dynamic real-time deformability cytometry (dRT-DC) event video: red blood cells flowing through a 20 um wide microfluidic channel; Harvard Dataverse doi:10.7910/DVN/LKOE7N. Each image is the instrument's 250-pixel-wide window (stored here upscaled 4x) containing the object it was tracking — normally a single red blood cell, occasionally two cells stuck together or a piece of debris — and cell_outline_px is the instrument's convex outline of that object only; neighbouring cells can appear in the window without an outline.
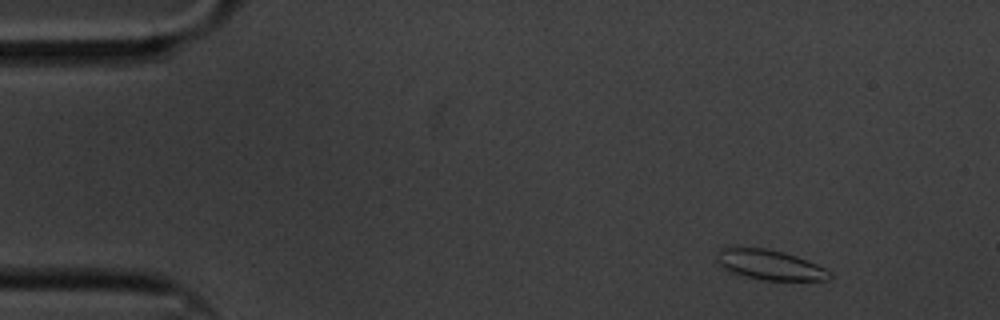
{"species": "common noctule bat (a hibernating species)", "species_latin": "Nyctalus noctula", "temperature_condition": "cold", "stored_images_in_passage": 55, "camera_frame_rate_fps": 3000, "um_per_image_px": 0.085, "animal": {"sex": "male", "body_mass_g": 20.1, "forearm_length_mm": 53.5}, "frame": {"image": 1, "passage_image": 1, "time_ms": 0.0, "image_size_px": [1000, 320], "cell_outline_px": [[832, 276], [828, 280], [764, 280], [744, 276], [732, 272], [724, 268], [716, 260], [716, 252], [720, 248], [768, 248], [784, 252], [796, 256], [816, 264], [832, 272]], "centroid_in_image_um": [65.44, 22.51], "position_along_channel_um": 19.6, "area_um2": 19.59}}
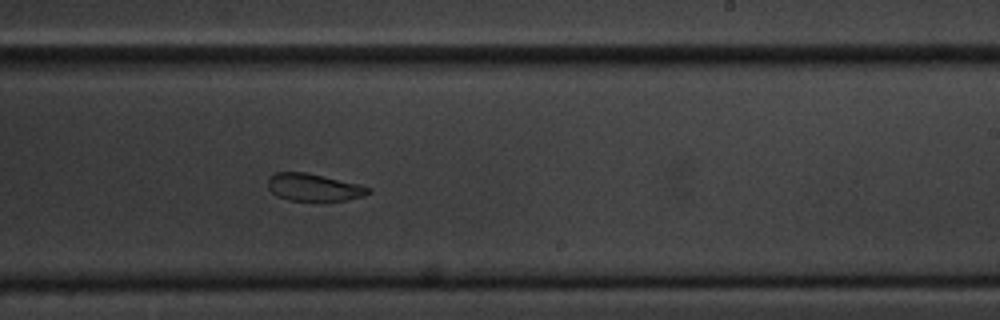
{"frame": {"image": 2, "passage_image": 31, "time_ms": 10.0, "image_size_px": [1000, 320], "cell_outline_px": [[372, 192], [364, 196], [344, 200], [288, 200], [276, 196], [268, 188], [268, 176], [276, 172], [304, 172], [360, 184], [372, 188]], "centroid_in_image_um": [26.67, 15.92], "position_along_channel_um": 262.3, "area_um2": 16.01}}
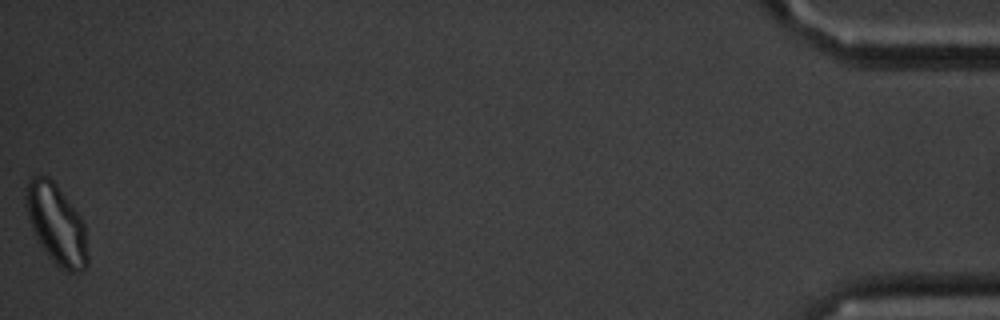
{"frame": {"image": 3, "passage_image": 55, "time_ms": 18.0, "image_size_px": [1000, 320], "cell_outline_px": [[88, 264], [80, 272], [68, 272], [56, 264], [40, 244], [32, 228], [28, 216], [24, 196], [24, 188], [28, 176], [48, 176], [56, 184], [80, 216], [84, 224], [88, 256]], "centroid_in_image_um": [4.77, 19.02], "position_along_channel_um": 430.4, "area_um2": 28.61}, "authors_computed_cell_mechanics": {"area_um2": 18.496, "velocity_mm_per_s": 3.2807, "shape_relaxation_time_tau1_ms": 3.6361, "shape_relaxation_time_tau2_ms": 2.393, "deformation_change_tau1": 0.0923, "deformation_change_tau2": 0.0789}}